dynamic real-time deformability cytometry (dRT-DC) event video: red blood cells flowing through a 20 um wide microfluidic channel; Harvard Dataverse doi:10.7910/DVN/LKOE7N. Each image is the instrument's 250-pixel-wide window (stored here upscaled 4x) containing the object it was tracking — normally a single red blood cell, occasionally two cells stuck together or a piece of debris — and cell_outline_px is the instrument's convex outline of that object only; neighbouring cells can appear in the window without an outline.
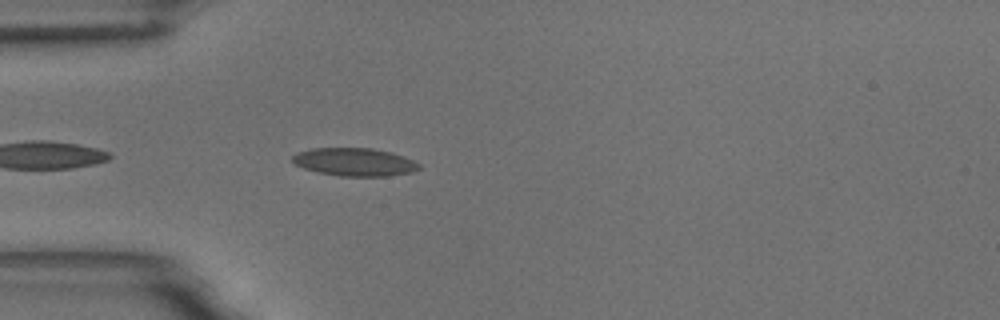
{"species": "common noctule bat (a hibernating species)", "species_latin": "Nyctalus noctula", "temperature_condition": "room temperature", "stored_images_in_passage": 7, "camera_frame_rate_fps": 3000, "um_per_image_px": 0.085, "animal": {"sex": "male", "body_mass_g": 18.8}, "frame": {"image": 1, "passage_image": 3, "time_ms": 0.667, "image_size_px": [1000, 320], "cell_outline_px": [[420, 168], [412, 172], [388, 176], [340, 176], [320, 172], [304, 168], [296, 164], [292, 160], [292, 156], [296, 152], [312, 148], [372, 148], [392, 152], [404, 156], [420, 164]], "centroid_in_image_um": [30.15, 13.76], "position_along_channel_um": 54.8, "area_um2": 20.63}}